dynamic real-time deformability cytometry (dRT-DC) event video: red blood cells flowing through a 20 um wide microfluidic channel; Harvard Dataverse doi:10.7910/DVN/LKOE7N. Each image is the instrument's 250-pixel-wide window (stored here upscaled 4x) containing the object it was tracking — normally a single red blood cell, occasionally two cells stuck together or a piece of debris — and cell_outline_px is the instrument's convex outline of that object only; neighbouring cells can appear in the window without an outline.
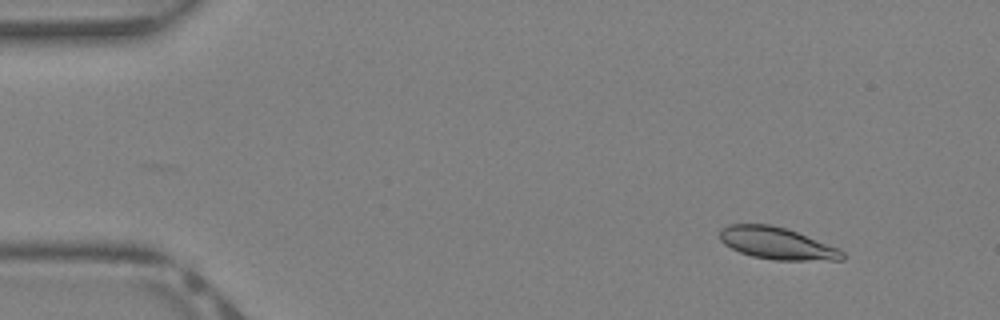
{"species": "Egyptian fruit bat (a non-hibernating species)", "species_latin": "Rousettus aegyptiacus", "temperature_condition": "warm", "stored_images_in_passage": 40, "camera_frame_rate_fps": 3000, "um_per_image_px": 0.085, "animal": {"sex": "female"}, "frame": {"image": 1, "passage_image": 4, "time_ms": 1.0, "image_size_px": [1000, 320], "cell_outline_px": [[844, 260], [772, 260], [752, 256], [740, 252], [724, 244], [720, 240], [720, 228], [728, 224], [768, 224], [784, 228], [796, 232], [836, 248], [844, 252]], "centroid_in_image_um": [65.98, 20.69], "position_along_channel_um": 19.0, "area_um2": 22.54}}
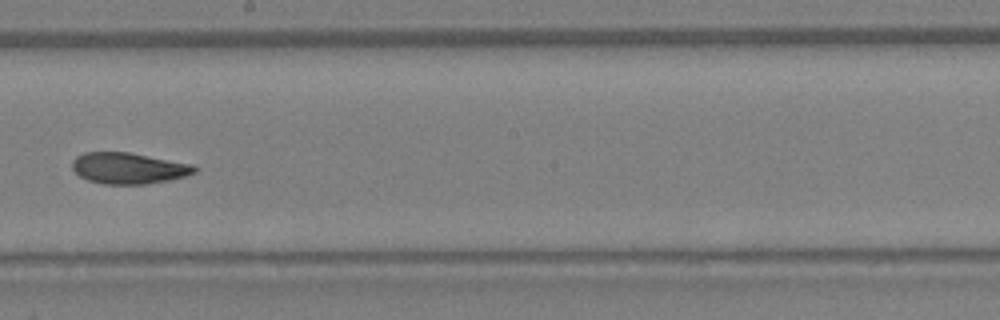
{"frame": {"image": 2, "passage_image": 23, "time_ms": 7.333, "image_size_px": [1000, 320], "cell_outline_px": [[200, 168], [196, 172], [184, 176], [168, 180], [144, 184], [104, 184], [88, 180], [80, 176], [72, 168], [72, 160], [76, 156], [84, 152], [128, 152], [192, 164]], "centroid_in_image_um": [10.92, 14.29], "position_along_channel_um": 237.3, "area_um2": 22.14}}
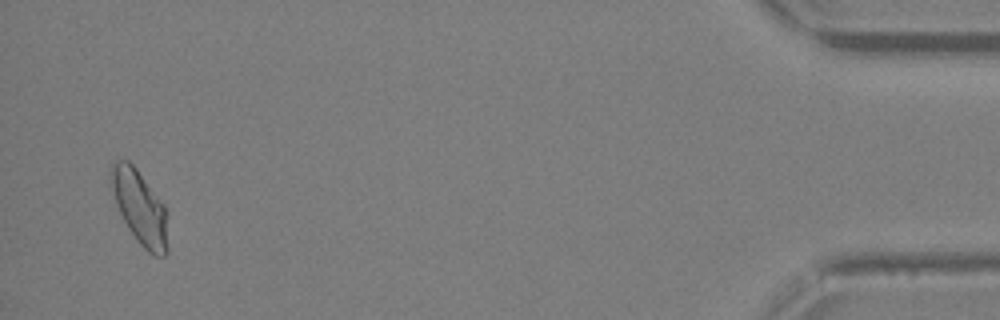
{"frame": {"image": 3, "passage_image": 39, "time_ms": 12.667, "image_size_px": [1000, 320], "cell_outline_px": [[168, 252], [164, 256], [156, 256], [148, 252], [136, 240], [128, 228], [116, 204], [108, 176], [112, 164], [116, 160], [128, 160], [136, 168], [164, 204], [168, 248]], "centroid_in_image_um": [11.86, 17.62], "position_along_channel_um": 423.3, "area_um2": 24.28}}